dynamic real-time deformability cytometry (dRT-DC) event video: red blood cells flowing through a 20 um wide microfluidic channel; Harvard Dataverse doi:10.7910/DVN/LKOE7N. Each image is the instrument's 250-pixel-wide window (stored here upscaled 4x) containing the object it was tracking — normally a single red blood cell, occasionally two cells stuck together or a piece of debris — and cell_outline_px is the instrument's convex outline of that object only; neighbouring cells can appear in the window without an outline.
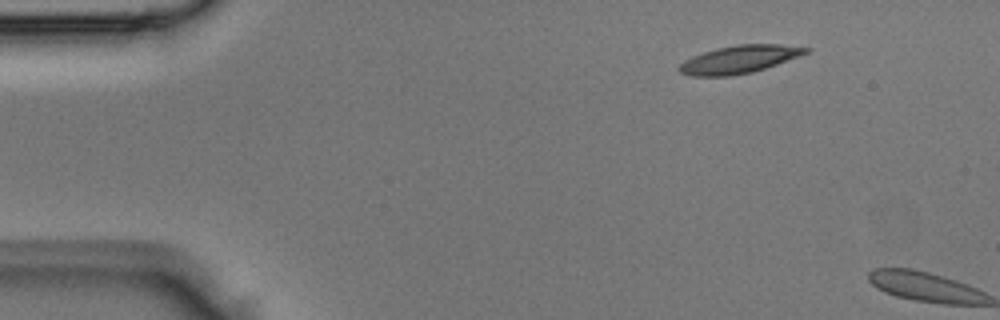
{"species": "Egyptian fruit bat (a non-hibernating species)", "species_latin": "Rousettus aegyptiacus", "temperature_condition": "room temperature", "stored_images_in_passage": 2, "camera_frame_rate_fps": 3000, "um_per_image_px": 0.085, "animal": {"sex": "male"}, "frame": {"image": 1, "passage_image": 1, "time_ms": 0.0, "image_size_px": [1000, 320], "cell_outline_px": [[812, 48], [808, 52], [800, 56], [752, 72], [728, 76], [692, 76], [680, 72], [676, 68], [684, 60], [692, 56], [716, 48], [736, 44], [780, 44]], "centroid_in_image_um": [62.82, 5.04], "position_along_channel_um": 22.2, "area_um2": 20.46}}